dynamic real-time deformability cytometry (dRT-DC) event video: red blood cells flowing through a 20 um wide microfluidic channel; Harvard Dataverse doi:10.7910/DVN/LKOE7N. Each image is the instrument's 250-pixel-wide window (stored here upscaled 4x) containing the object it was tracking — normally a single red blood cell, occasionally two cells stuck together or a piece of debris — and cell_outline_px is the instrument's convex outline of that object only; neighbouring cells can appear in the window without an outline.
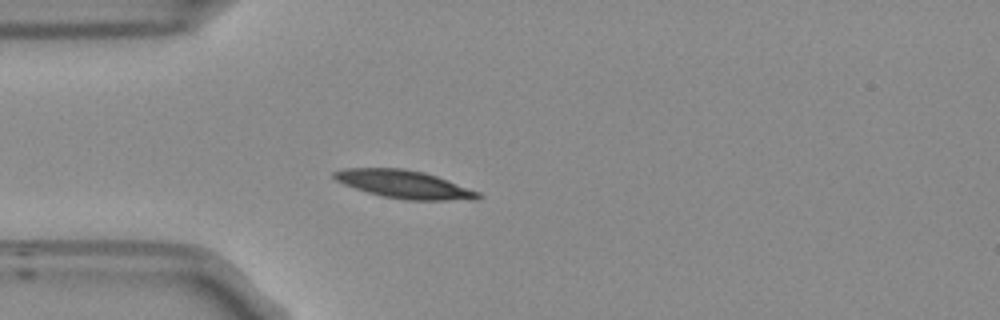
{"species": "Egyptian fruit bat (a non-hibernating species)", "species_latin": "Rousettus aegyptiacus", "temperature_condition": "room temperature", "stored_images_in_passage": 41, "camera_frame_rate_fps": 3000, "um_per_image_px": 0.085, "frame": {"image": 1, "passage_image": 1, "time_ms": 0.0, "image_size_px": [1000, 320], "cell_outline_px": [[484, 196], [476, 200], [404, 200], [384, 196], [368, 192], [344, 184], [336, 180], [332, 176], [332, 172], [344, 168], [404, 168], [424, 172], [448, 180], [480, 192]], "centroid_in_image_um": [34.39, 15.67], "position_along_channel_um": 50.6, "area_um2": 23.52}}
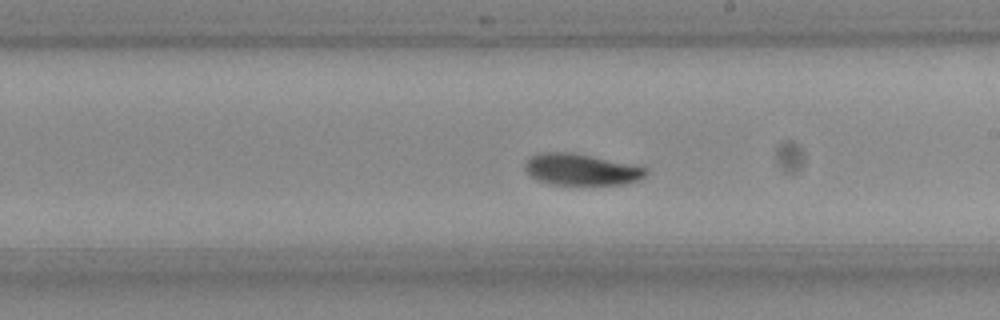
{"frame": {"image": 2, "passage_image": 17, "time_ms": 5.333, "image_size_px": [1000, 320], "cell_outline_px": [[648, 172], [640, 180], [628, 184], [548, 184], [536, 180], [524, 168], [524, 164], [532, 156], [540, 152], [572, 152], [648, 168]], "centroid_in_image_um": [49.4, 14.41], "position_along_channel_um": 239.6, "area_um2": 22.02}}
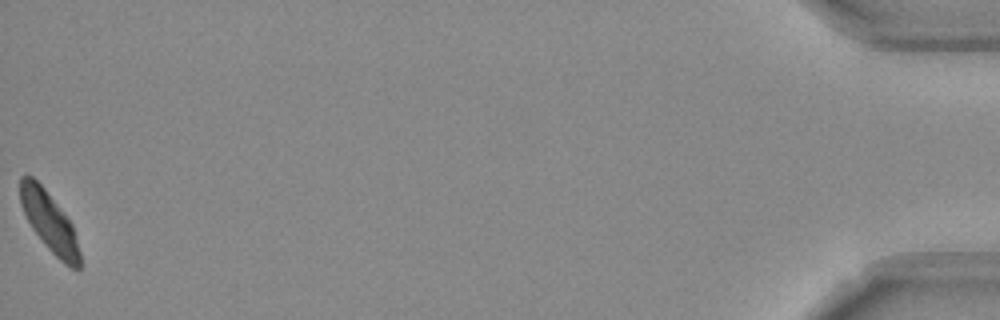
{"frame": {"image": 3, "passage_image": 41, "time_ms": 13.333, "image_size_px": [1000, 320], "cell_outline_px": [[80, 268], [72, 268], [64, 264], [48, 248], [32, 228], [20, 204], [20, 176], [32, 176], [44, 188], [72, 224], [80, 252]], "centroid_in_image_um": [4.19, 18.86], "position_along_channel_um": 431.0, "area_um2": 20.23}, "authors_computed_cell_mechanics": {"area_um2": 22.1374, "velocity_mm_per_s": 3.692, "shape_relaxation_time_tau1_ms": 3.5629, "shape_relaxation_time_tau2_ms": 2.8796, "deformation_change_tau1": 0.1455, "deformation_change_tau2": 0.0692}}